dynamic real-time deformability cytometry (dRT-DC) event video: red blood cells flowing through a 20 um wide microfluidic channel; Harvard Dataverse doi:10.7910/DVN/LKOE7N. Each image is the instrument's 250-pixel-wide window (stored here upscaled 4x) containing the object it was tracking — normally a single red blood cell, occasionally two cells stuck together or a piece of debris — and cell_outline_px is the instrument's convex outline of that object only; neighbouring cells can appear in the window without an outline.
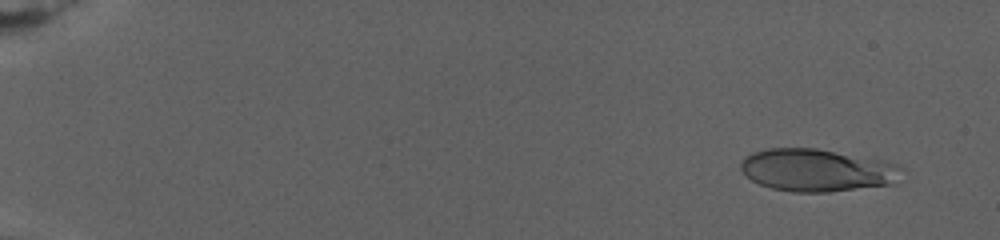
{"species": "human", "species_latin": "Homo sapiens", "temperature_condition": "warm", "stored_images_in_passage": 19, "camera_frame_rate_fps": 3000, "um_per_image_px": 0.085, "donor": {"sex": "female"}, "frame": {"image": 1, "passage_image": 2, "time_ms": 1.0, "image_size_px": [1000, 240], "cell_outline_px": [[904, 168], [892, 184], [828, 192], [792, 192], [772, 188], [760, 184], [752, 180], [740, 168], [740, 164], [752, 152], [768, 148], [816, 148], [884, 160], [896, 164]], "centroid_in_image_um": [69.45, 14.46], "position_along_channel_um": 15.5, "area_um2": 39.65}}
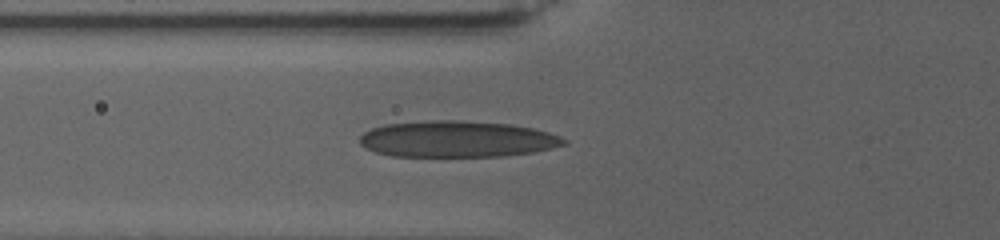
{"frame": {"image": 2, "passage_image": 10, "time_ms": 10.0, "image_size_px": [1000, 240], "cell_outline_px": [[568, 144], [552, 148], [532, 152], [504, 156], [392, 156], [376, 152], [360, 144], [360, 136], [364, 132], [372, 128], [384, 124], [424, 120], [456, 120], [512, 124], [532, 128], [548, 132], [560, 136], [568, 140]], "centroid_in_image_um": [38.87, 11.81], "position_along_channel_um": 86.9, "area_um2": 43.35}}
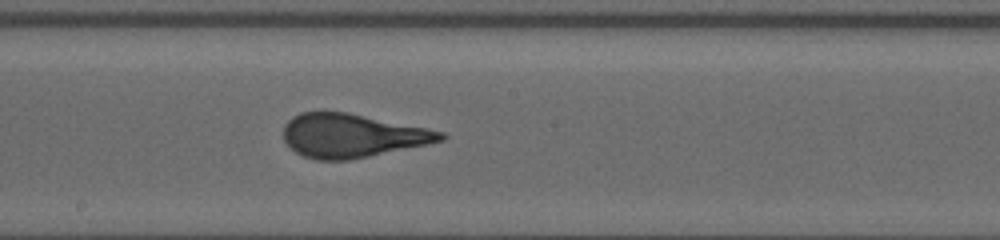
{"frame": {"image": 3, "passage_image": 19, "time_ms": 15.0, "image_size_px": [1000, 240], "cell_outline_px": [[448, 136], [444, 140], [428, 144], [348, 160], [316, 160], [304, 156], [296, 152], [284, 140], [284, 124], [292, 116], [300, 112], [348, 112], [428, 128], [444, 132]], "centroid_in_image_um": [29.94, 11.52], "position_along_channel_um": 218.3, "area_um2": 39.88}}